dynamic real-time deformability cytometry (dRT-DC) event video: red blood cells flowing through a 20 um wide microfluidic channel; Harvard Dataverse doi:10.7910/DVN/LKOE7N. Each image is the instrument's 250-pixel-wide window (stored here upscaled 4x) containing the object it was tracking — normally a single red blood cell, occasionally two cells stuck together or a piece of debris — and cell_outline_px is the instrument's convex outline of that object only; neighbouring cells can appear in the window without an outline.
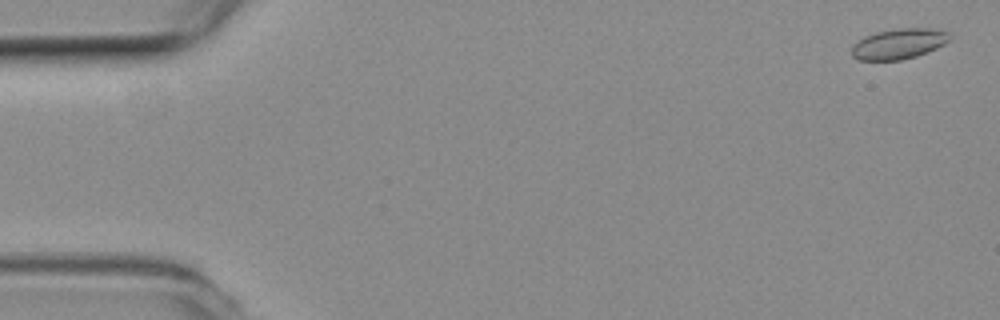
{"species": "common noctule bat (a hibernating species)", "species_latin": "Nyctalus noctula", "temperature_condition": "room temperature", "stored_images_in_passage": 5, "camera_frame_rate_fps": 3000, "um_per_image_px": 0.085, "animal": {"sex": "female", "body_mass_g": 19.3, "forearm_length_mm": 54.1}, "frame": {"image": 1, "passage_image": 1, "time_ms": 0.0, "image_size_px": [1000, 320], "cell_outline_px": [[952, 36], [944, 44], [936, 48], [916, 56], [900, 60], [860, 60], [852, 56], [852, 48], [860, 40], [876, 32], [900, 28], [928, 28], [948, 32]], "centroid_in_image_um": [76.43, 3.72], "position_along_channel_um": 8.6, "area_um2": 16.99}}